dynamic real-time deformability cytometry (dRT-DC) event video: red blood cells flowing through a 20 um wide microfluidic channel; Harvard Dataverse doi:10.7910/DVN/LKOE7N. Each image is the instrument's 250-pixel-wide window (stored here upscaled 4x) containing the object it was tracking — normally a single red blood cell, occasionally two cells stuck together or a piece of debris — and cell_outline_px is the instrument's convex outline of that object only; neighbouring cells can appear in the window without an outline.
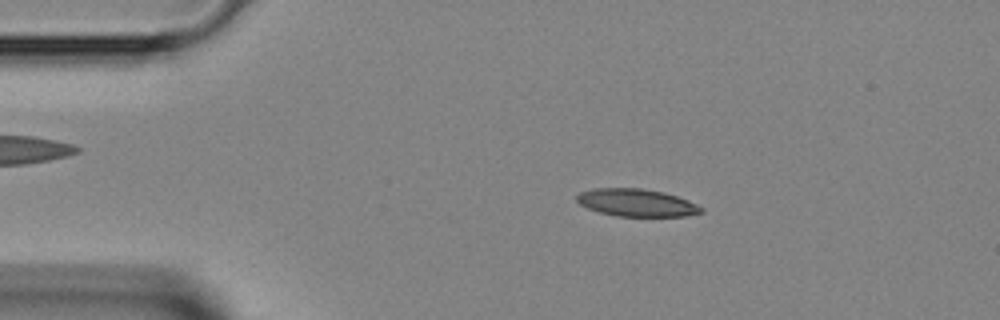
{"species": "Egyptian fruit bat (a non-hibernating species)", "species_latin": "Rousettus aegyptiacus", "temperature_condition": "room temperature", "stored_images_in_passage": 22, "camera_frame_rate_fps": 3000, "um_per_image_px": 0.085, "animal": {"sex": "female"}, "frame": {"image": 1, "passage_image": 3, "time_ms": 0.667, "image_size_px": [1000, 320], "cell_outline_px": [[704, 212], [688, 216], [616, 216], [600, 212], [588, 208], [580, 204], [576, 200], [576, 196], [580, 192], [596, 188], [640, 188], [664, 192], [688, 200], [704, 208]], "centroid_in_image_um": [54.13, 17.23], "position_along_channel_um": 30.9, "area_um2": 19.94}}
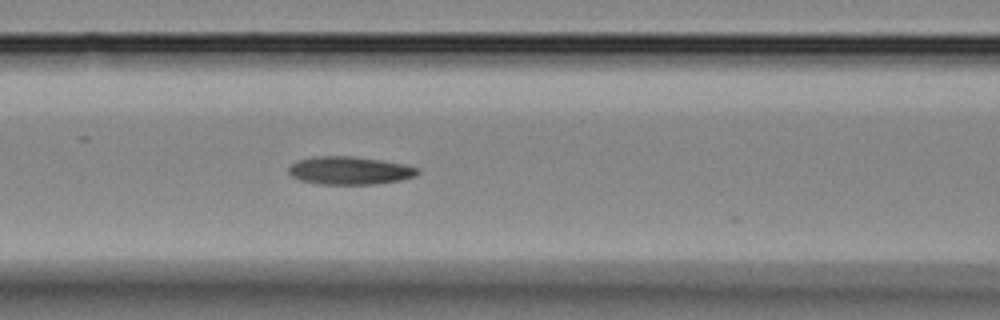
{"frame": {"image": 2, "passage_image": 13, "time_ms": 4.0, "image_size_px": [1000, 320], "cell_outline_px": [[420, 172], [416, 176], [400, 180], [376, 184], [320, 184], [300, 180], [292, 176], [288, 172], [288, 168], [296, 160], [312, 156], [356, 156], [404, 164], [420, 168]], "centroid_in_image_um": [29.73, 14.49], "position_along_channel_um": 136.9, "area_um2": 21.21}}
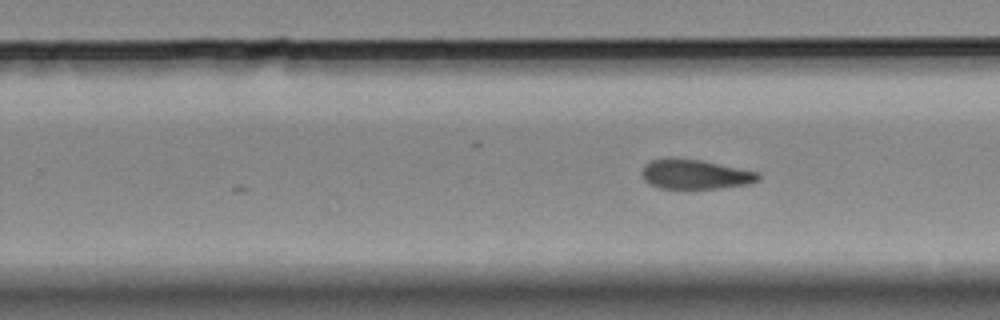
{"frame": {"image": 3, "passage_image": 22, "time_ms": 7.0, "image_size_px": [1000, 320], "cell_outline_px": [[760, 180], [748, 184], [720, 188], [660, 188], [648, 184], [644, 180], [640, 172], [644, 164], [652, 160], [668, 156], [672, 156], [700, 160], [760, 172]], "centroid_in_image_um": [59.04, 14.79], "position_along_channel_um": 270.8, "area_um2": 20.46}}